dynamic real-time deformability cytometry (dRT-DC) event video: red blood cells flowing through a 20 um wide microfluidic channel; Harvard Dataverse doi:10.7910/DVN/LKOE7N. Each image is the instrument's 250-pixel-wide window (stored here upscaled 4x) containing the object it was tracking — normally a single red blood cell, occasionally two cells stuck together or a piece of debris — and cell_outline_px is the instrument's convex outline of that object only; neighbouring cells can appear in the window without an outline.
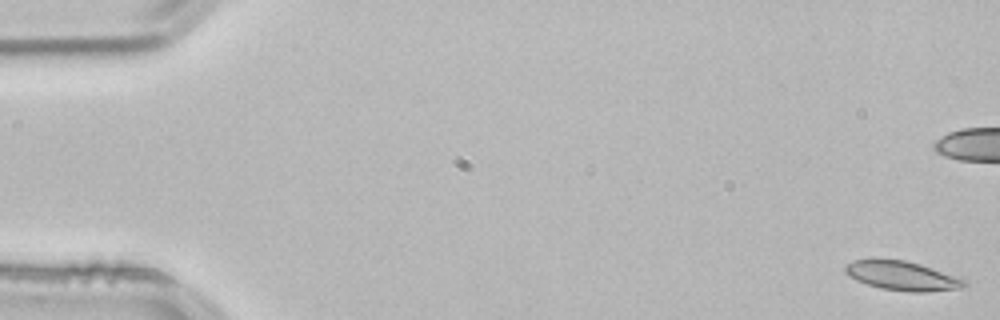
{"species": "common noctule bat (a hibernating species)", "species_latin": "Nyctalus noctula", "temperature_condition": "room temperature", "stored_images_in_passage": 54, "camera_frame_rate_fps": 3000, "um_per_image_px": 0.085, "animal": {"sex": "male", "body_mass_g": 21.5, "forearm_length_mm": 52.0}, "frame": {"image": 1, "passage_image": 1, "time_ms": 0.0, "image_size_px": [1000, 320], "cell_outline_px": [[968, 284], [960, 288], [924, 292], [908, 292], [880, 288], [856, 280], [844, 272], [844, 268], [852, 260], [872, 256], [904, 260], [920, 264], [932, 268], [964, 280]], "centroid_in_image_um": [76.58, 23.4], "position_along_channel_um": 8.4, "area_um2": 20.52}}
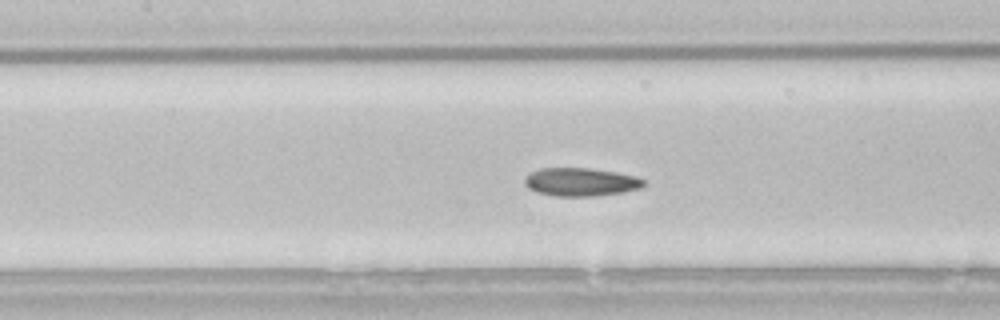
{"frame": {"image": 2, "passage_image": 24, "time_ms": 7.667, "image_size_px": [1000, 320], "cell_outline_px": [[644, 188], [624, 192], [596, 196], [556, 196], [536, 192], [528, 188], [524, 184], [524, 180], [532, 172], [540, 168], [588, 168], [616, 172], [636, 176], [644, 180]], "centroid_in_image_um": [49.39, 15.47], "position_along_channel_um": 158.0, "area_um2": 19.65}}
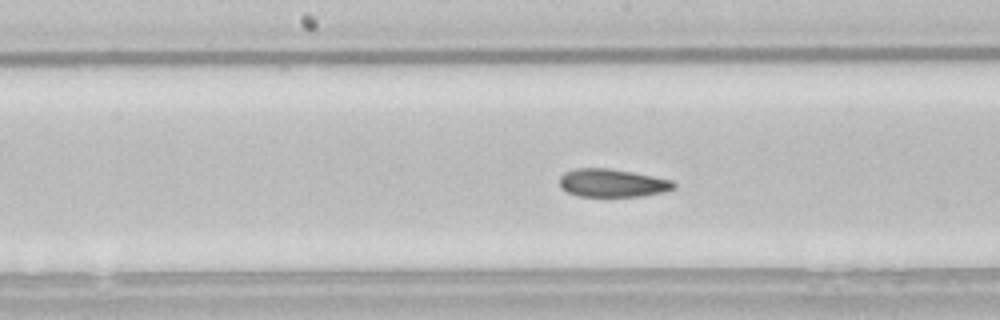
{"frame": {"image": 3, "passage_image": 27, "time_ms": 8.667, "image_size_px": [1000, 320], "cell_outline_px": [[676, 188], [664, 192], [644, 196], [580, 196], [568, 192], [560, 188], [560, 176], [564, 172], [576, 168], [608, 168], [632, 172], [672, 180], [676, 184]], "centroid_in_image_um": [52.06, 15.55], "position_along_channel_um": 196.1, "area_um2": 18.73}, "authors_computed_cell_mechanics": {"area_um2": 19.652, "velocity_mm_per_s": 3.8177, "shape_relaxation_time_tau1_ms": 7.9264, "shape_relaxation_time_tau2_ms": 4.3714, "deformation_change_tau1": 0.1592, "deformation_change_tau2": 0.0889}}